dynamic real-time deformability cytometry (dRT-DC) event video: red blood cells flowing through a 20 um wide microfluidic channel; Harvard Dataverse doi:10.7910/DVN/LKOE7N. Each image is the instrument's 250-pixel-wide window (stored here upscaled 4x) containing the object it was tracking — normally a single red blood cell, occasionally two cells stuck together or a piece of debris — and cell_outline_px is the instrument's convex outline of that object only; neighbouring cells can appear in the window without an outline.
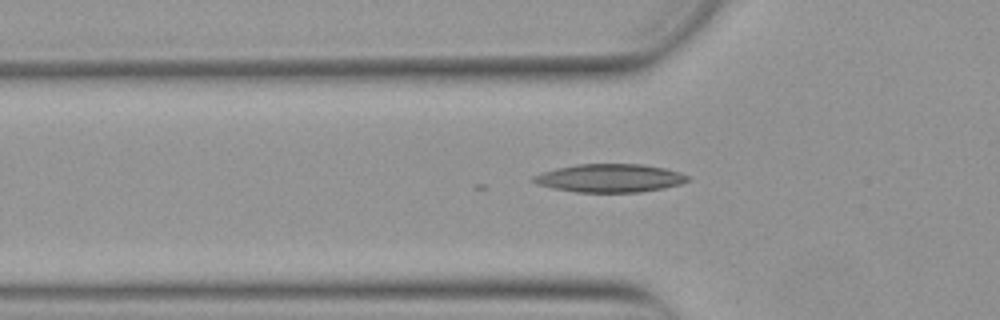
{"species": "Egyptian fruit bat (a non-hibernating species)", "species_latin": "Rousettus aegyptiacus", "temperature_condition": "warm", "stored_images_in_passage": 35, "camera_frame_rate_fps": 3000, "um_per_image_px": 0.085, "animal": {"sex": "female"}, "frame": {"image": 1, "passage_image": 7, "time_ms": 2.0, "image_size_px": [1000, 320], "cell_outline_px": [[688, 180], [680, 184], [664, 188], [640, 192], [576, 192], [552, 188], [536, 184], [532, 180], [532, 176], [540, 172], [556, 168], [576, 164], [644, 164], [664, 168], [680, 172], [688, 176]], "centroid_in_image_um": [51.79, 15.13], "position_along_channel_um": 74.0, "area_um2": 25.49}}
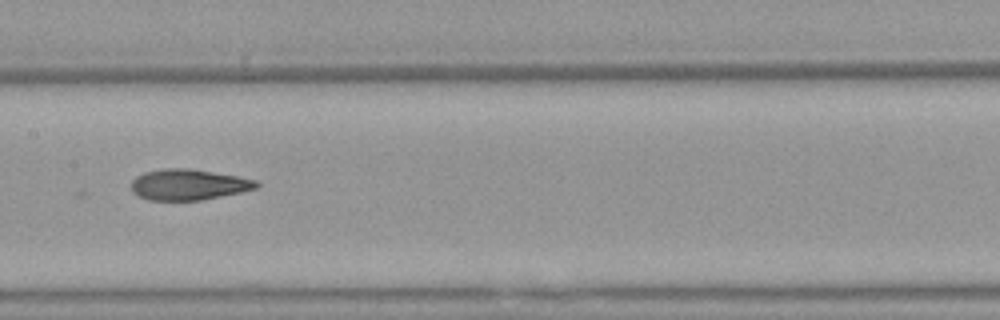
{"frame": {"image": 2, "passage_image": 16, "time_ms": 5.0, "image_size_px": [1000, 320], "cell_outline_px": [[260, 184], [256, 188], [240, 192], [200, 200], [148, 200], [132, 192], [132, 180], [136, 176], [144, 172], [164, 168], [188, 168], [236, 176], [256, 180]], "centroid_in_image_um": [15.99, 15.69], "position_along_channel_um": 191.4, "area_um2": 22.25}}
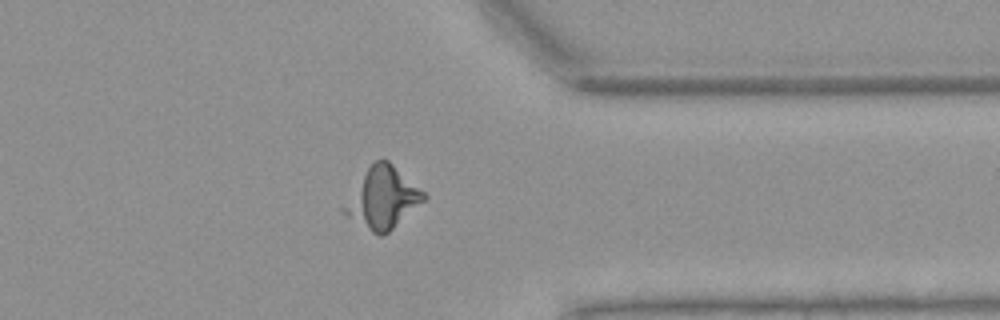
{"frame": {"image": 3, "passage_image": 31, "time_ms": 10.0, "image_size_px": [1000, 320], "cell_outline_px": [[428, 196], [424, 200], [384, 236], [380, 236], [372, 232], [340, 212], [340, 208], [368, 168], [376, 160], [388, 160], [424, 192]], "centroid_in_image_um": [32.5, 16.86], "position_along_channel_um": 378.9, "area_um2": 27.63}}